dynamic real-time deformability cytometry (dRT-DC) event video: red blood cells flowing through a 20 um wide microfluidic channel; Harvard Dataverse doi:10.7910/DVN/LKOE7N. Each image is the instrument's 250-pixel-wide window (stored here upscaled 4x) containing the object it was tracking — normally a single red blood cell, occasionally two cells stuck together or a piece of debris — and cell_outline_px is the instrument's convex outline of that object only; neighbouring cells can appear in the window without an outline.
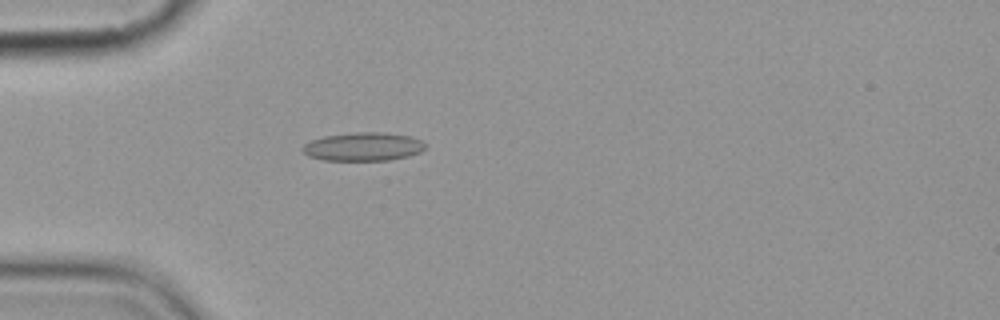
{"species": "common noctule bat (a hibernating species)", "species_latin": "Nyctalus noctula", "temperature_condition": "cold", "stored_images_in_passage": 5, "camera_frame_rate_fps": 3000, "um_per_image_px": 0.085, "animal": {"sex": "female", "body_mass_g": 19.9}, "frame": {"image": 1, "passage_image": 5, "time_ms": 5.333, "image_size_px": [1000, 320], "cell_outline_px": [[424, 148], [420, 152], [408, 156], [388, 160], [324, 160], [308, 156], [300, 148], [304, 144], [312, 140], [324, 136], [356, 132], [384, 132], [412, 136], [420, 140], [424, 144]], "centroid_in_image_um": [30.86, 12.46], "position_along_channel_um": 54.1, "area_um2": 20.29}}